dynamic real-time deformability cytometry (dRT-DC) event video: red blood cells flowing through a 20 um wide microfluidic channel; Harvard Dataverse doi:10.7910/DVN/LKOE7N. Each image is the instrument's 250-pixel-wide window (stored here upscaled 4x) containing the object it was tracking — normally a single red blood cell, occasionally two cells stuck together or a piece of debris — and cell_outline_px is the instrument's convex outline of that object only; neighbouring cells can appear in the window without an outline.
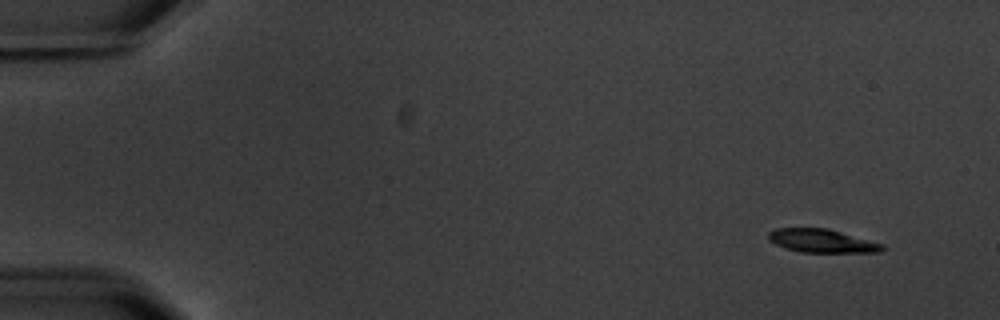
{"species": "common noctule bat (a hibernating species)", "species_latin": "Nyctalus noctula", "temperature_condition": "warm", "stored_images_in_passage": 7, "camera_frame_rate_fps": 3000, "um_per_image_px": 0.085, "animal": {"sex": "male", "body_mass_g": 20.1, "forearm_length_mm": 53.5}, "frame": {"image": 1, "passage_image": 1, "time_ms": 0.0, "image_size_px": [1000, 320], "cell_outline_px": [[884, 248], [880, 252], [800, 252], [776, 244], [768, 240], [768, 232], [776, 228], [828, 228], [884, 244]], "centroid_in_image_um": [69.86, 20.46], "position_along_channel_um": 15.1, "area_um2": 15.43}}
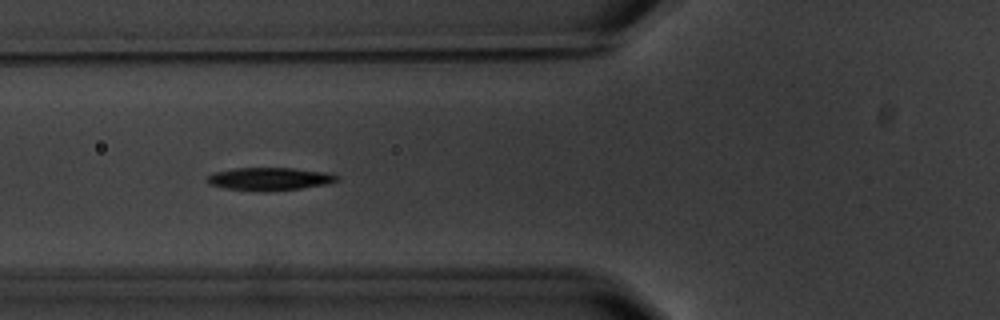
{"frame": {"image": 2, "passage_image": 6, "time_ms": 6.0, "image_size_px": [1000, 320], "cell_outline_px": [[340, 180], [328, 184], [300, 188], [260, 192], [224, 188], [208, 184], [204, 180], [212, 172], [232, 168], [292, 168], [328, 172], [340, 176]], "centroid_in_image_um": [22.89, 15.2], "position_along_channel_um": 102.9, "area_um2": 17.63}}
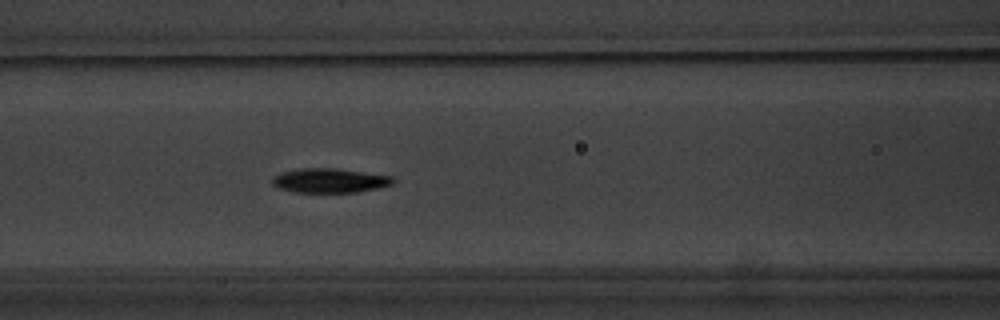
{"frame": {"image": 3, "passage_image": 7, "time_ms": 7.0, "image_size_px": [1000, 320], "cell_outline_px": [[396, 180], [392, 184], [376, 188], [356, 192], [292, 192], [280, 188], [272, 184], [272, 176], [284, 172], [300, 168], [336, 168], [392, 176]], "centroid_in_image_um": [28.02, 15.34], "position_along_channel_um": 138.6, "area_um2": 17.05}}